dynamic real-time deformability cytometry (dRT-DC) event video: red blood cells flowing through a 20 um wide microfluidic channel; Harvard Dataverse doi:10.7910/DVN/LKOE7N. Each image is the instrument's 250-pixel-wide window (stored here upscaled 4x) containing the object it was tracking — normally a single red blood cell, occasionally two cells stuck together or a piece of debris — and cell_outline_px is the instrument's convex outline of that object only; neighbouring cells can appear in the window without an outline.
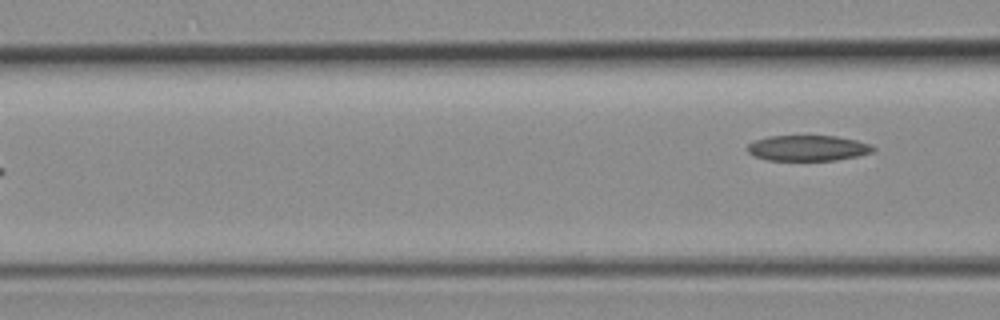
{"species": "common noctule bat (a hibernating species)", "species_latin": "Nyctalus noctula", "temperature_condition": "room temperature", "stored_images_in_passage": 6, "camera_frame_rate_fps": 3000, "um_per_image_px": 0.085, "animal": {"sex": "female", "body_mass_g": 19.3, "forearm_length_mm": 54.1}, "frame": {"image": 1, "passage_image": 6, "time_ms": 7.0, "image_size_px": [1000, 320], "cell_outline_px": [[876, 148], [872, 152], [856, 156], [836, 160], [768, 160], [752, 156], [748, 152], [748, 144], [756, 140], [768, 136], [836, 136], [856, 140], [868, 144]], "centroid_in_image_um": [68.64, 12.59], "position_along_channel_um": 98.0, "area_um2": 18.61}}